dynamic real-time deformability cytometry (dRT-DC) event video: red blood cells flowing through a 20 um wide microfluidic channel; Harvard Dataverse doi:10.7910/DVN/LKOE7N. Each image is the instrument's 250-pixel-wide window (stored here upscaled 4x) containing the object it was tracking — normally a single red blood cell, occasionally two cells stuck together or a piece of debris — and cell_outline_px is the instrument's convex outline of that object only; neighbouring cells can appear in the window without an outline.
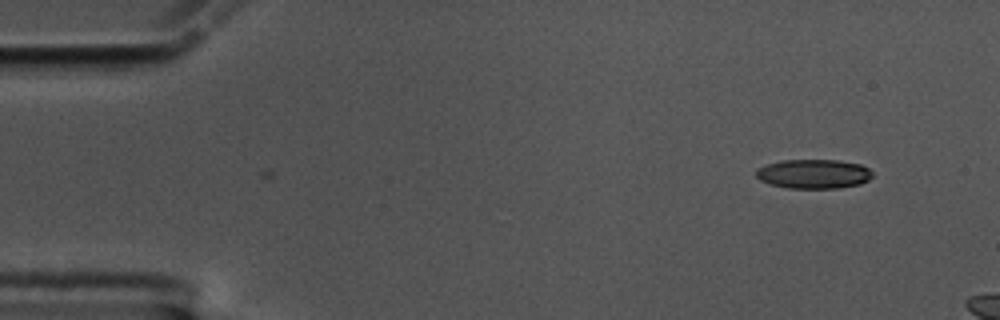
{"species": "common noctule bat (a hibernating species)", "species_latin": "Nyctalus noctula", "temperature_condition": "cold", "stored_images_in_passage": 3, "camera_frame_rate_fps": 3000, "um_per_image_px": 0.085, "animal": {"sex": "male", "body_mass_g": 17.5, "forearm_length_mm": 52.3}, "frame": {"image": 1, "passage_image": 1, "time_ms": 0.0, "image_size_px": [1000, 320], "cell_outline_px": [[872, 176], [868, 180], [860, 184], [840, 188], [788, 188], [772, 184], [760, 180], [756, 176], [756, 168], [768, 164], [784, 160], [836, 160], [860, 164], [868, 168], [872, 172]], "centroid_in_image_um": [69.17, 14.78], "position_along_channel_um": 15.8, "area_um2": 19.77}}